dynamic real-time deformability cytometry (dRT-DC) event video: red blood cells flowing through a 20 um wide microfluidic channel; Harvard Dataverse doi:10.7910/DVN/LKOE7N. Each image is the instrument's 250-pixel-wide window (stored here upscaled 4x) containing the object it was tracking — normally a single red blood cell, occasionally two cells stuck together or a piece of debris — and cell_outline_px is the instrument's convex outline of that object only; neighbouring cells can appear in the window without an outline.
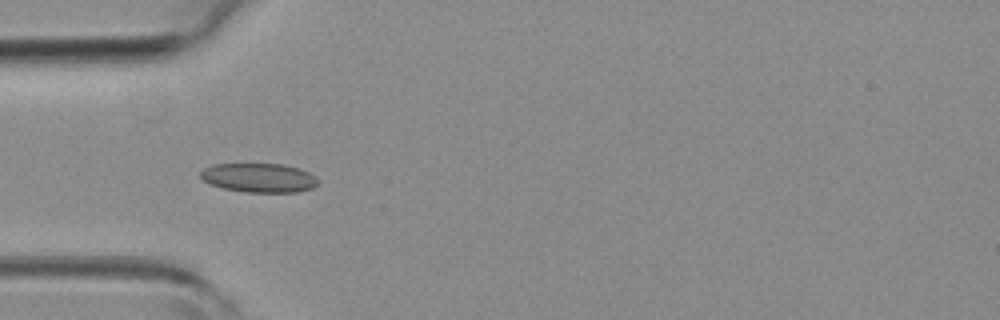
{"species": "common noctule bat (a hibernating species)", "species_latin": "Nyctalus noctula", "temperature_condition": "room temperature", "stored_images_in_passage": 4, "camera_frame_rate_fps": 3000, "um_per_image_px": 0.085, "animal": {"sex": "female", "body_mass_g": 19.3, "forearm_length_mm": 54.1}, "frame": {"image": 1, "passage_image": 4, "time_ms": 3.333, "image_size_px": [1000, 320], "cell_outline_px": [[316, 184], [312, 188], [296, 192], [244, 192], [224, 188], [212, 184], [204, 180], [200, 176], [200, 172], [204, 168], [212, 164], [284, 164], [300, 168], [308, 172], [316, 180]], "centroid_in_image_um": [21.99, 15.1], "position_along_channel_um": 63.0, "area_um2": 19.71}}